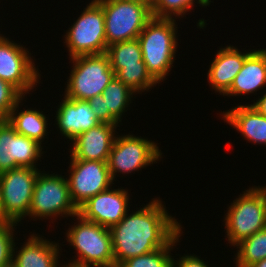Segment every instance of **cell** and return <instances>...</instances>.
I'll return each instance as SVG.
<instances>
[{
	"label": "cell",
	"instance_id": "cell-1",
	"mask_svg": "<svg viewBox=\"0 0 266 267\" xmlns=\"http://www.w3.org/2000/svg\"><path fill=\"white\" fill-rule=\"evenodd\" d=\"M164 207L162 201L155 198L136 212L127 213L119 223L109 228L114 267H118L128 258L164 247L182 230L181 225Z\"/></svg>",
	"mask_w": 266,
	"mask_h": 267
},
{
	"label": "cell",
	"instance_id": "cell-2",
	"mask_svg": "<svg viewBox=\"0 0 266 267\" xmlns=\"http://www.w3.org/2000/svg\"><path fill=\"white\" fill-rule=\"evenodd\" d=\"M175 19L152 17L137 38L147 71L158 84L171 70L176 56Z\"/></svg>",
	"mask_w": 266,
	"mask_h": 267
},
{
	"label": "cell",
	"instance_id": "cell-3",
	"mask_svg": "<svg viewBox=\"0 0 266 267\" xmlns=\"http://www.w3.org/2000/svg\"><path fill=\"white\" fill-rule=\"evenodd\" d=\"M77 225L66 232L67 242L77 251V259L64 267H114L112 237L109 228L76 215ZM72 261V262H71Z\"/></svg>",
	"mask_w": 266,
	"mask_h": 267
},
{
	"label": "cell",
	"instance_id": "cell-4",
	"mask_svg": "<svg viewBox=\"0 0 266 267\" xmlns=\"http://www.w3.org/2000/svg\"><path fill=\"white\" fill-rule=\"evenodd\" d=\"M104 13L107 46L138 38L152 18L151 0H97Z\"/></svg>",
	"mask_w": 266,
	"mask_h": 267
},
{
	"label": "cell",
	"instance_id": "cell-5",
	"mask_svg": "<svg viewBox=\"0 0 266 267\" xmlns=\"http://www.w3.org/2000/svg\"><path fill=\"white\" fill-rule=\"evenodd\" d=\"M243 193L233 200L225 214L228 243L234 247L266 228V186L251 187Z\"/></svg>",
	"mask_w": 266,
	"mask_h": 267
},
{
	"label": "cell",
	"instance_id": "cell-6",
	"mask_svg": "<svg viewBox=\"0 0 266 267\" xmlns=\"http://www.w3.org/2000/svg\"><path fill=\"white\" fill-rule=\"evenodd\" d=\"M73 64L64 96L88 101L103 90L115 77L106 53L70 58Z\"/></svg>",
	"mask_w": 266,
	"mask_h": 267
},
{
	"label": "cell",
	"instance_id": "cell-7",
	"mask_svg": "<svg viewBox=\"0 0 266 267\" xmlns=\"http://www.w3.org/2000/svg\"><path fill=\"white\" fill-rule=\"evenodd\" d=\"M64 37L71 58L106 53L108 46L101 4L92 0Z\"/></svg>",
	"mask_w": 266,
	"mask_h": 267
},
{
	"label": "cell",
	"instance_id": "cell-8",
	"mask_svg": "<svg viewBox=\"0 0 266 267\" xmlns=\"http://www.w3.org/2000/svg\"><path fill=\"white\" fill-rule=\"evenodd\" d=\"M37 176L28 216L52 218L64 215L75 217L78 208L71 199L67 178L62 175L41 173Z\"/></svg>",
	"mask_w": 266,
	"mask_h": 267
},
{
	"label": "cell",
	"instance_id": "cell-9",
	"mask_svg": "<svg viewBox=\"0 0 266 267\" xmlns=\"http://www.w3.org/2000/svg\"><path fill=\"white\" fill-rule=\"evenodd\" d=\"M39 172L38 168L17 167L0 174L4 221L19 223L28 216Z\"/></svg>",
	"mask_w": 266,
	"mask_h": 267
},
{
	"label": "cell",
	"instance_id": "cell-10",
	"mask_svg": "<svg viewBox=\"0 0 266 267\" xmlns=\"http://www.w3.org/2000/svg\"><path fill=\"white\" fill-rule=\"evenodd\" d=\"M152 140L133 135L116 137L113 141L108 159V168L112 180L117 173H131L155 163L162 154Z\"/></svg>",
	"mask_w": 266,
	"mask_h": 267
},
{
	"label": "cell",
	"instance_id": "cell-11",
	"mask_svg": "<svg viewBox=\"0 0 266 267\" xmlns=\"http://www.w3.org/2000/svg\"><path fill=\"white\" fill-rule=\"evenodd\" d=\"M32 60L25 47L0 34V79L14 86L24 98L40 78Z\"/></svg>",
	"mask_w": 266,
	"mask_h": 267
},
{
	"label": "cell",
	"instance_id": "cell-12",
	"mask_svg": "<svg viewBox=\"0 0 266 267\" xmlns=\"http://www.w3.org/2000/svg\"><path fill=\"white\" fill-rule=\"evenodd\" d=\"M67 179L70 195L77 208L114 184L107 162L71 159Z\"/></svg>",
	"mask_w": 266,
	"mask_h": 267
},
{
	"label": "cell",
	"instance_id": "cell-13",
	"mask_svg": "<svg viewBox=\"0 0 266 267\" xmlns=\"http://www.w3.org/2000/svg\"><path fill=\"white\" fill-rule=\"evenodd\" d=\"M42 149L37 141L17 133L7 120H0V174L17 167L37 168Z\"/></svg>",
	"mask_w": 266,
	"mask_h": 267
},
{
	"label": "cell",
	"instance_id": "cell-14",
	"mask_svg": "<svg viewBox=\"0 0 266 267\" xmlns=\"http://www.w3.org/2000/svg\"><path fill=\"white\" fill-rule=\"evenodd\" d=\"M108 188L93 196L78 208L85 220L110 228L127 214L129 194L125 189Z\"/></svg>",
	"mask_w": 266,
	"mask_h": 267
},
{
	"label": "cell",
	"instance_id": "cell-15",
	"mask_svg": "<svg viewBox=\"0 0 266 267\" xmlns=\"http://www.w3.org/2000/svg\"><path fill=\"white\" fill-rule=\"evenodd\" d=\"M118 126L100 123L77 136L72 142L71 159L108 162Z\"/></svg>",
	"mask_w": 266,
	"mask_h": 267
},
{
	"label": "cell",
	"instance_id": "cell-16",
	"mask_svg": "<svg viewBox=\"0 0 266 267\" xmlns=\"http://www.w3.org/2000/svg\"><path fill=\"white\" fill-rule=\"evenodd\" d=\"M60 103L56 111L55 122L61 134L71 142L83 132L101 123L88 101L68 99L64 96Z\"/></svg>",
	"mask_w": 266,
	"mask_h": 267
},
{
	"label": "cell",
	"instance_id": "cell-17",
	"mask_svg": "<svg viewBox=\"0 0 266 267\" xmlns=\"http://www.w3.org/2000/svg\"><path fill=\"white\" fill-rule=\"evenodd\" d=\"M252 52L242 53L232 46L220 48L211 62L207 76L215 92L224 94L230 89L236 75L242 69L246 57Z\"/></svg>",
	"mask_w": 266,
	"mask_h": 267
},
{
	"label": "cell",
	"instance_id": "cell-18",
	"mask_svg": "<svg viewBox=\"0 0 266 267\" xmlns=\"http://www.w3.org/2000/svg\"><path fill=\"white\" fill-rule=\"evenodd\" d=\"M58 244L47 239L44 240L40 235L32 234L22 245L23 247L16 251V255L15 250L17 249L13 248L12 262L16 267H57L60 256L58 255L60 253Z\"/></svg>",
	"mask_w": 266,
	"mask_h": 267
},
{
	"label": "cell",
	"instance_id": "cell-19",
	"mask_svg": "<svg viewBox=\"0 0 266 267\" xmlns=\"http://www.w3.org/2000/svg\"><path fill=\"white\" fill-rule=\"evenodd\" d=\"M266 86V49L252 51L245 59L225 96L254 93Z\"/></svg>",
	"mask_w": 266,
	"mask_h": 267
},
{
	"label": "cell",
	"instance_id": "cell-20",
	"mask_svg": "<svg viewBox=\"0 0 266 267\" xmlns=\"http://www.w3.org/2000/svg\"><path fill=\"white\" fill-rule=\"evenodd\" d=\"M222 115L224 121L239 131L246 140L266 145V117L251 105H239Z\"/></svg>",
	"mask_w": 266,
	"mask_h": 267
},
{
	"label": "cell",
	"instance_id": "cell-21",
	"mask_svg": "<svg viewBox=\"0 0 266 267\" xmlns=\"http://www.w3.org/2000/svg\"><path fill=\"white\" fill-rule=\"evenodd\" d=\"M21 101H23V98L11 110L7 121L14 127L17 133L42 144V140L47 136L48 120L42 112L39 110H32V108L23 109V111L21 110V112H19L17 108H19V103H21Z\"/></svg>",
	"mask_w": 266,
	"mask_h": 267
},
{
	"label": "cell",
	"instance_id": "cell-22",
	"mask_svg": "<svg viewBox=\"0 0 266 267\" xmlns=\"http://www.w3.org/2000/svg\"><path fill=\"white\" fill-rule=\"evenodd\" d=\"M134 94L133 90L115 76L101 94L105 104V123L118 125Z\"/></svg>",
	"mask_w": 266,
	"mask_h": 267
},
{
	"label": "cell",
	"instance_id": "cell-23",
	"mask_svg": "<svg viewBox=\"0 0 266 267\" xmlns=\"http://www.w3.org/2000/svg\"><path fill=\"white\" fill-rule=\"evenodd\" d=\"M106 54L115 74L122 68L146 67L137 38L109 45Z\"/></svg>",
	"mask_w": 266,
	"mask_h": 267
},
{
	"label": "cell",
	"instance_id": "cell-24",
	"mask_svg": "<svg viewBox=\"0 0 266 267\" xmlns=\"http://www.w3.org/2000/svg\"><path fill=\"white\" fill-rule=\"evenodd\" d=\"M236 267H250L266 259V228L254 233L236 245Z\"/></svg>",
	"mask_w": 266,
	"mask_h": 267
},
{
	"label": "cell",
	"instance_id": "cell-25",
	"mask_svg": "<svg viewBox=\"0 0 266 267\" xmlns=\"http://www.w3.org/2000/svg\"><path fill=\"white\" fill-rule=\"evenodd\" d=\"M181 230L164 246L151 253L128 258L118 267H173L170 250L179 242Z\"/></svg>",
	"mask_w": 266,
	"mask_h": 267
},
{
	"label": "cell",
	"instance_id": "cell-26",
	"mask_svg": "<svg viewBox=\"0 0 266 267\" xmlns=\"http://www.w3.org/2000/svg\"><path fill=\"white\" fill-rule=\"evenodd\" d=\"M195 0H151L152 17L174 18L183 17L194 6ZM201 6H208L211 0H197Z\"/></svg>",
	"mask_w": 266,
	"mask_h": 267
},
{
	"label": "cell",
	"instance_id": "cell-27",
	"mask_svg": "<svg viewBox=\"0 0 266 267\" xmlns=\"http://www.w3.org/2000/svg\"><path fill=\"white\" fill-rule=\"evenodd\" d=\"M115 76L135 93L148 91L158 83L146 67L122 68Z\"/></svg>",
	"mask_w": 266,
	"mask_h": 267
},
{
	"label": "cell",
	"instance_id": "cell-28",
	"mask_svg": "<svg viewBox=\"0 0 266 267\" xmlns=\"http://www.w3.org/2000/svg\"><path fill=\"white\" fill-rule=\"evenodd\" d=\"M17 224L12 221H0V267L12 262L15 247L13 232Z\"/></svg>",
	"mask_w": 266,
	"mask_h": 267
},
{
	"label": "cell",
	"instance_id": "cell-29",
	"mask_svg": "<svg viewBox=\"0 0 266 267\" xmlns=\"http://www.w3.org/2000/svg\"><path fill=\"white\" fill-rule=\"evenodd\" d=\"M23 97L14 86L0 79V120H7L11 110Z\"/></svg>",
	"mask_w": 266,
	"mask_h": 267
},
{
	"label": "cell",
	"instance_id": "cell-30",
	"mask_svg": "<svg viewBox=\"0 0 266 267\" xmlns=\"http://www.w3.org/2000/svg\"><path fill=\"white\" fill-rule=\"evenodd\" d=\"M173 267H208V265L196 255L190 254L182 256L179 261H174L173 258Z\"/></svg>",
	"mask_w": 266,
	"mask_h": 267
},
{
	"label": "cell",
	"instance_id": "cell-31",
	"mask_svg": "<svg viewBox=\"0 0 266 267\" xmlns=\"http://www.w3.org/2000/svg\"><path fill=\"white\" fill-rule=\"evenodd\" d=\"M93 113L101 123H105V104L102 95H97L88 100Z\"/></svg>",
	"mask_w": 266,
	"mask_h": 267
},
{
	"label": "cell",
	"instance_id": "cell-32",
	"mask_svg": "<svg viewBox=\"0 0 266 267\" xmlns=\"http://www.w3.org/2000/svg\"><path fill=\"white\" fill-rule=\"evenodd\" d=\"M251 106L262 116L266 117V93L256 102H254V104H251Z\"/></svg>",
	"mask_w": 266,
	"mask_h": 267
},
{
	"label": "cell",
	"instance_id": "cell-33",
	"mask_svg": "<svg viewBox=\"0 0 266 267\" xmlns=\"http://www.w3.org/2000/svg\"><path fill=\"white\" fill-rule=\"evenodd\" d=\"M250 267H266V259H263L255 264L251 265Z\"/></svg>",
	"mask_w": 266,
	"mask_h": 267
},
{
	"label": "cell",
	"instance_id": "cell-34",
	"mask_svg": "<svg viewBox=\"0 0 266 267\" xmlns=\"http://www.w3.org/2000/svg\"><path fill=\"white\" fill-rule=\"evenodd\" d=\"M0 221H4V214H3V205H2L1 190H0Z\"/></svg>",
	"mask_w": 266,
	"mask_h": 267
},
{
	"label": "cell",
	"instance_id": "cell-35",
	"mask_svg": "<svg viewBox=\"0 0 266 267\" xmlns=\"http://www.w3.org/2000/svg\"><path fill=\"white\" fill-rule=\"evenodd\" d=\"M1 267H16V266L13 262H10L9 264L1 266Z\"/></svg>",
	"mask_w": 266,
	"mask_h": 267
}]
</instances>
